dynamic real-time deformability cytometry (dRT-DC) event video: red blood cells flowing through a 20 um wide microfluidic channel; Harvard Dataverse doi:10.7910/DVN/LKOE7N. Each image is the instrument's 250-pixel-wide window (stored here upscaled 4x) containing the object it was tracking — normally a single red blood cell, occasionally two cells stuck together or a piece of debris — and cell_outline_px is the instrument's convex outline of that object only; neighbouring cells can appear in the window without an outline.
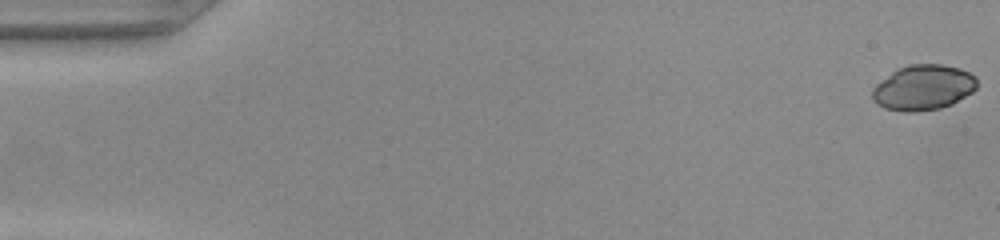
{"species": "common noctule bat (a hibernating species)", "species_latin": "Nyctalus noctula", "temperature_condition": "warm", "stored_images_in_passage": 49, "camera_frame_rate_fps": 3000, "um_per_image_px": 0.085, "animal": {"sex": "female", "body_mass_g": 22.0, "forearm_length_mm": 56.7}, "frame": {"image": 1, "passage_image": 1, "time_ms": 0.0, "image_size_px": [1000, 240], "cell_outline_px": [[976, 88], [972, 92], [952, 104], [940, 108], [916, 112], [904, 112], [884, 108], [876, 104], [872, 100], [872, 88], [876, 84], [896, 68], [908, 64], [940, 64], [960, 68], [976, 76]], "centroid_in_image_um": [78.44, 7.44], "position_along_channel_um": 6.6, "area_um2": 27.86}}
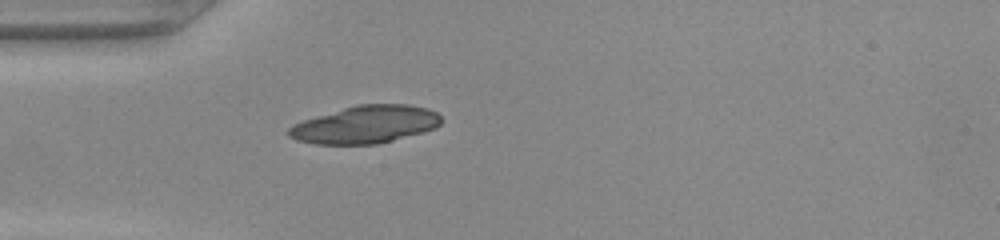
{"frame": {"image": 2, "passage_image": 15, "time_ms": 4.667, "image_size_px": [1000, 240], "cell_outline_px": [[444, 120], [436, 128], [424, 132], [380, 144], [316, 144], [296, 140], [288, 136], [288, 128], [292, 124], [304, 120], [356, 104], [408, 104], [428, 108], [436, 112]], "centroid_in_image_um": [31.1, 10.59], "position_along_channel_um": 53.9, "area_um2": 33.64}}
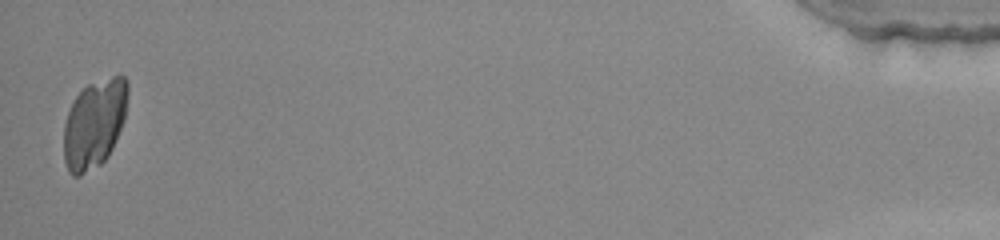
{"frame": {"image": 3, "passage_image": 49, "time_ms": 16.0, "image_size_px": [1000, 240], "cell_outline_px": [[128, 92], [124, 120], [112, 148], [108, 156], [100, 164], [80, 176], [72, 176], [68, 172], [64, 160], [64, 124], [68, 112], [76, 96], [88, 84], [112, 76], [124, 76], [128, 80]], "centroid_in_image_um": [8.02, 10.52], "position_along_channel_um": 427.2, "area_um2": 32.95}}